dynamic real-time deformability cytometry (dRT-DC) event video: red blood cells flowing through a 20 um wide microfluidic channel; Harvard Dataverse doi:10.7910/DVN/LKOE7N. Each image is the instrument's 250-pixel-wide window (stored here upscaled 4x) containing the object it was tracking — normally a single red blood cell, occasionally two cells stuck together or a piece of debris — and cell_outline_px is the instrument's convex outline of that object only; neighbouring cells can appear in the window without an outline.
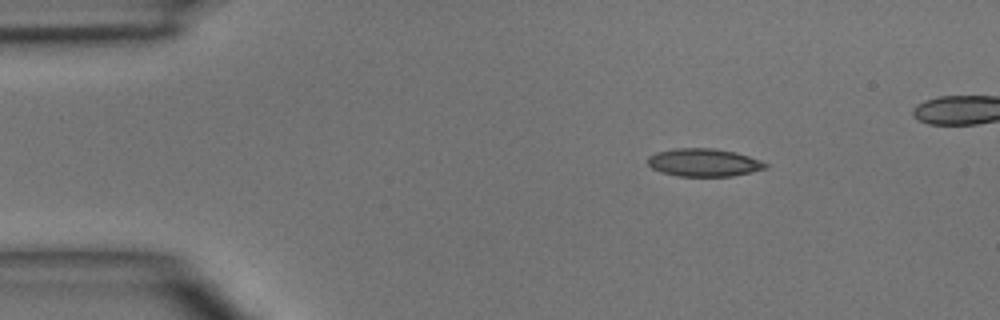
{"species": "common noctule bat (a hibernating species)", "species_latin": "Nyctalus noctula", "temperature_condition": "room temperature", "stored_images_in_passage": 3, "camera_frame_rate_fps": 3000, "um_per_image_px": 0.085, "animal": {"sex": "male", "body_mass_g": 15.6}, "frame": {"image": 1, "passage_image": 1, "time_ms": 0.0, "image_size_px": [1000, 320], "cell_outline_px": [[768, 168], [752, 172], [732, 176], [676, 176], [660, 172], [652, 168], [648, 164], [648, 156], [656, 152], [676, 148], [716, 148], [736, 152], [760, 160], [768, 164]], "centroid_in_image_um": [59.83, 13.81], "position_along_channel_um": 25.2, "area_um2": 19.31}}